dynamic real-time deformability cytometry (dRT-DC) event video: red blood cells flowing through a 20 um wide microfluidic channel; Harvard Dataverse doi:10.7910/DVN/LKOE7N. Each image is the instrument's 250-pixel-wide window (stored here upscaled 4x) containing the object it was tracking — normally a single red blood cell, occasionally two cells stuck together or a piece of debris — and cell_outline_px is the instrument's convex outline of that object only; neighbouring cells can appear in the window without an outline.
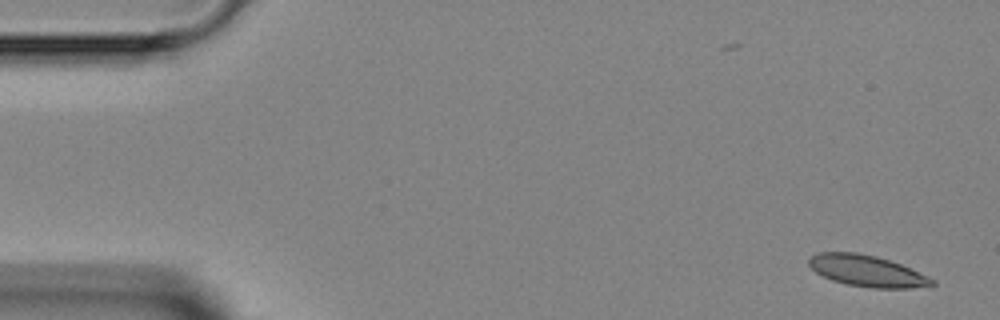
{"species": "Egyptian fruit bat (a non-hibernating species)", "species_latin": "Rousettus aegyptiacus", "temperature_condition": "room temperature", "stored_images_in_passage": 12, "camera_frame_rate_fps": 3000, "um_per_image_px": 0.085, "animal": {"sex": "female"}, "frame": {"image": 1, "passage_image": 1, "time_ms": 0.0, "image_size_px": [1000, 320], "cell_outline_px": [[936, 284], [912, 288], [872, 288], [848, 284], [832, 280], [816, 272], [808, 264], [808, 260], [812, 256], [820, 252], [856, 252], [876, 256], [900, 264], [928, 276], [936, 280]], "centroid_in_image_um": [73.7, 23.03], "position_along_channel_um": 11.3, "area_um2": 22.25}}
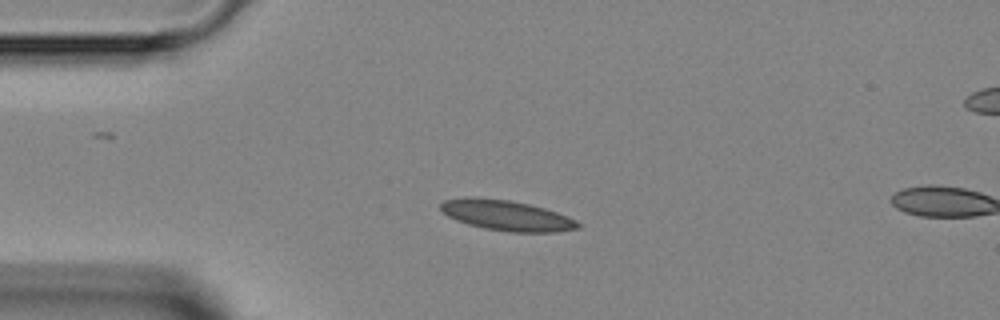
{"frame": {"image": 2, "passage_image": 10, "time_ms": 3.0, "image_size_px": [1000, 320], "cell_outline_px": [[580, 228], [556, 232], [508, 232], [484, 228], [468, 224], [456, 220], [448, 216], [440, 208], [440, 204], [444, 200], [468, 196], [476, 196], [508, 200], [528, 204], [544, 208], [568, 216], [576, 220], [580, 224]], "centroid_in_image_um": [43.05, 18.3], "position_along_channel_um": 42.0, "area_um2": 24.39}}